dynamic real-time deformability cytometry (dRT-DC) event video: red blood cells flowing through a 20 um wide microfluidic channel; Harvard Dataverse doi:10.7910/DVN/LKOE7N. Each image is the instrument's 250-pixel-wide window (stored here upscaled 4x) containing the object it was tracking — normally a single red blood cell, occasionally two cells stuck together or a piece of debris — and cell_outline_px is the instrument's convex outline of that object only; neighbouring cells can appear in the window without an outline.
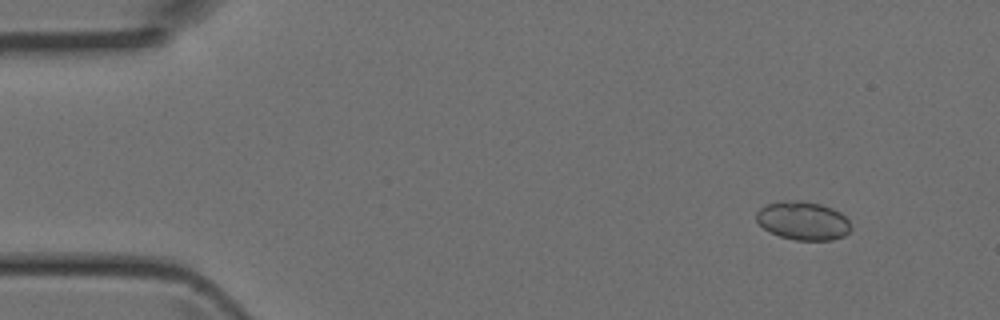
{"species": "Egyptian fruit bat (a non-hibernating species)", "species_latin": "Rousettus aegyptiacus", "temperature_condition": "room temperature", "stored_images_in_passage": 5, "camera_frame_rate_fps": 3000, "um_per_image_px": 0.085, "animal": {"sex": "female"}, "frame": {"image": 1, "passage_image": 1, "time_ms": 0.0, "image_size_px": [1000, 320], "cell_outline_px": [[852, 228], [844, 236], [832, 240], [796, 240], [780, 236], [764, 228], [756, 220], [756, 212], [760, 208], [768, 204], [780, 200], [800, 200], [820, 204], [832, 208], [840, 212], [848, 220]], "centroid_in_image_um": [68.26, 18.75], "position_along_channel_um": 16.7, "area_um2": 21.21}}
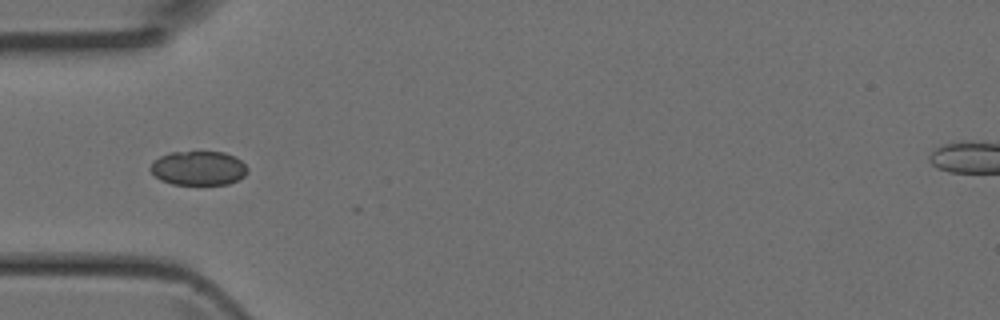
{"frame": {"image": 2, "passage_image": 4, "time_ms": 1.0, "image_size_px": [1000, 320], "cell_outline_px": [[248, 172], [244, 176], [228, 184], [172, 184], [160, 180], [148, 168], [152, 160], [160, 156], [172, 152], [224, 152], [236, 156], [248, 168]], "centroid_in_image_um": [16.85, 14.28], "position_along_channel_um": 68.1, "area_um2": 19.42}}
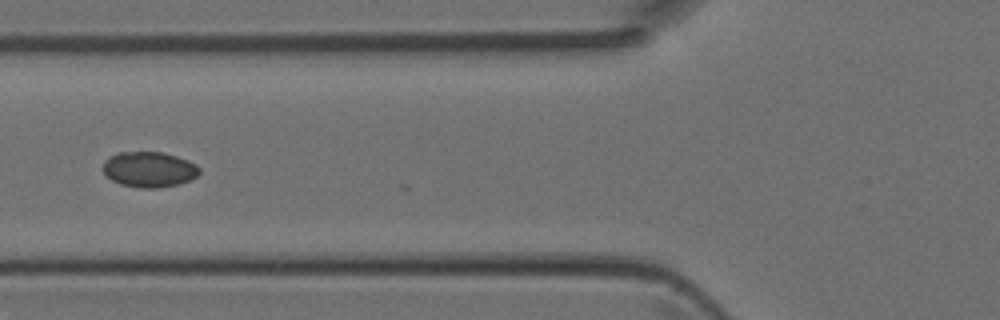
{"frame": {"image": 3, "passage_image": 5, "time_ms": 1.333, "image_size_px": [1000, 320], "cell_outline_px": [[200, 172], [196, 176], [180, 184], [160, 188], [140, 188], [120, 184], [112, 180], [104, 172], [104, 160], [120, 152], [160, 152], [176, 156], [188, 160], [196, 164], [200, 168]], "centroid_in_image_um": [12.7, 14.41], "position_along_channel_um": 113.1, "area_um2": 19.83}}